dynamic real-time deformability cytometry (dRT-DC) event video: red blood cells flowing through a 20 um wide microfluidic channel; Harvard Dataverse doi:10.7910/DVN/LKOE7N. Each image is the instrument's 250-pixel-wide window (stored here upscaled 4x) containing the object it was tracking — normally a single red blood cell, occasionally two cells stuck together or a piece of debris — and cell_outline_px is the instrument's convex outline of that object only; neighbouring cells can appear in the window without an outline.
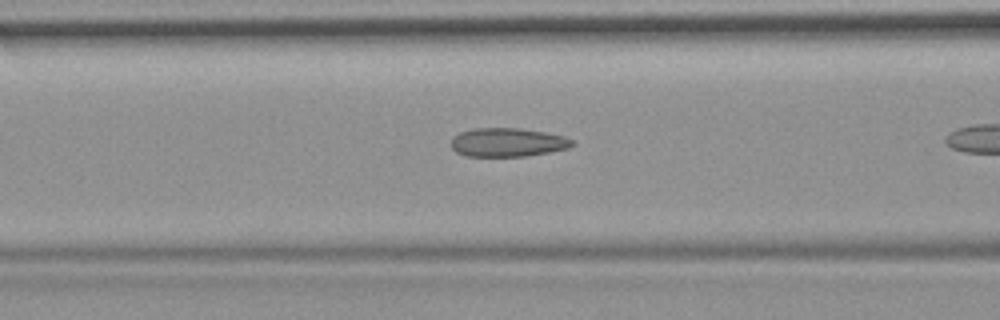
{"species": "common noctule bat (a hibernating species)", "species_latin": "Nyctalus noctula", "temperature_condition": "room temperature", "stored_images_in_passage": 5, "camera_frame_rate_fps": 3000, "um_per_image_px": 0.085, "animal": {"sex": "female", "body_mass_g": 19.9}, "frame": {"image": 1, "passage_image": 3, "time_ms": 0.667, "image_size_px": [1000, 320], "cell_outline_px": [[572, 144], [568, 148], [548, 152], [524, 156], [468, 156], [456, 152], [452, 148], [452, 136], [460, 132], [472, 128], [520, 128], [544, 132], [564, 136], [572, 140]], "centroid_in_image_um": [43.1, 12.09], "position_along_channel_um": 123.5, "area_um2": 20.11}}